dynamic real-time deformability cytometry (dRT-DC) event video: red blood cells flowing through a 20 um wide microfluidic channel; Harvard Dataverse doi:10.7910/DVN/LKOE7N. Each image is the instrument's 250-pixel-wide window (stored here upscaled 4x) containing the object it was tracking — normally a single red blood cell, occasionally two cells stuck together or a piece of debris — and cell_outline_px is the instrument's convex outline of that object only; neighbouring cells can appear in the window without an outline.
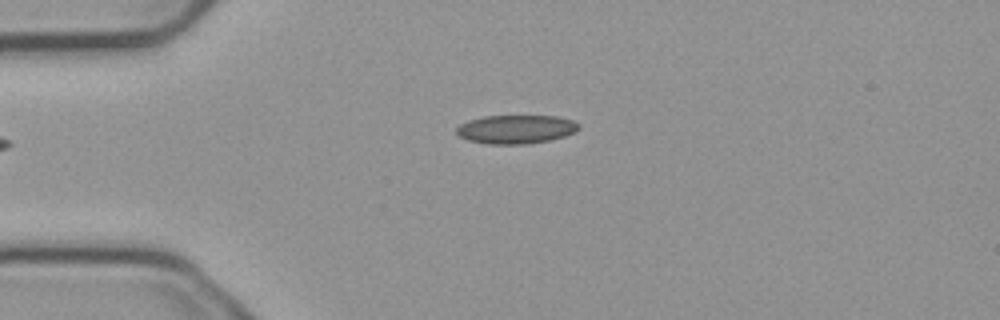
{"species": "common noctule bat (a hibernating species)", "species_latin": "Nyctalus noctula", "temperature_condition": "cold", "stored_images_in_passage": 2, "camera_frame_rate_fps": 3000, "um_per_image_px": 0.085, "animal": {"sex": "male", "body_mass_g": 23.1, "forearm_length_mm": 52.7}, "frame": {"image": 1, "passage_image": 1, "time_ms": 0.0, "image_size_px": [1000, 320], "cell_outline_px": [[580, 128], [576, 132], [552, 140], [528, 144], [488, 144], [468, 140], [460, 136], [456, 132], [456, 128], [460, 124], [468, 120], [484, 116], [556, 116], [572, 120], [580, 124]], "centroid_in_image_um": [43.88, 10.99], "position_along_channel_um": 41.1, "area_um2": 20.58}}